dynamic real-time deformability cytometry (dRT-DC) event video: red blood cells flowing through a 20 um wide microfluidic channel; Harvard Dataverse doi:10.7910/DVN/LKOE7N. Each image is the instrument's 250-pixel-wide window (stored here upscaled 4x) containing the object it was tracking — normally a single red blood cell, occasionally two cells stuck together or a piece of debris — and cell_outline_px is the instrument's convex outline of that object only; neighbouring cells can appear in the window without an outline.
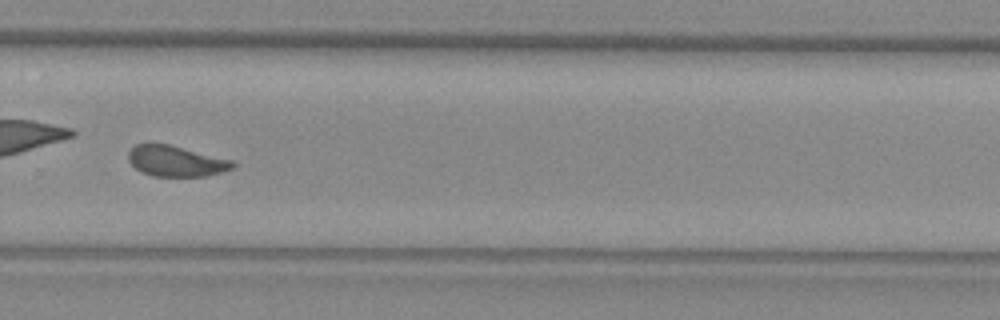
{"species": "common noctule bat (a hibernating species)", "species_latin": "Nyctalus noctula", "temperature_condition": "warm", "stored_images_in_passage": 48, "camera_frame_rate_fps": 3000, "um_per_image_px": 0.085, "animal": {"sex": "female", "body_mass_g": 29.2, "forearm_length_mm": 56.3}, "frame": {"image": 1, "passage_image": 34, "time_ms": 11.0, "image_size_px": [1000, 320], "cell_outline_px": [[236, 168], [204, 176], [152, 176], [136, 168], [128, 160], [128, 152], [136, 144], [152, 140], [232, 160], [236, 164]], "centroid_in_image_um": [14.92, 13.66], "position_along_channel_um": 314.9, "area_um2": 18.9}}